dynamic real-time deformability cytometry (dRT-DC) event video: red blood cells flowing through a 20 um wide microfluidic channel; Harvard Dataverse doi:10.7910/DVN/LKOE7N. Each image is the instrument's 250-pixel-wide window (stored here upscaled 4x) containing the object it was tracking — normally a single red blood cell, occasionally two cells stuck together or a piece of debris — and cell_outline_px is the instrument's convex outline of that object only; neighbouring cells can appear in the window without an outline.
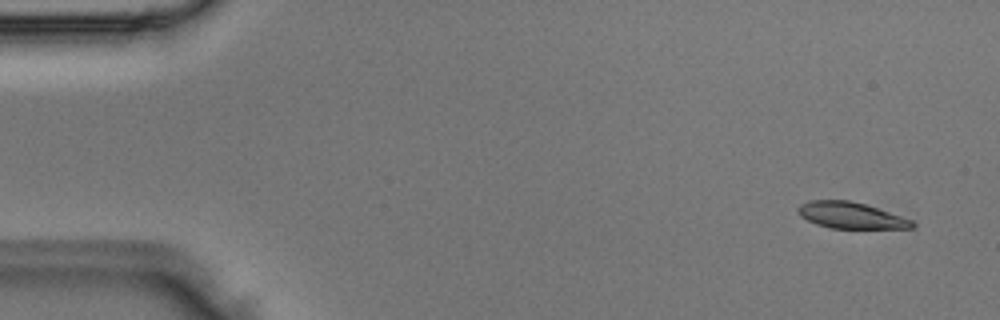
{"species": "Egyptian fruit bat (a non-hibernating species)", "species_latin": "Rousettus aegyptiacus", "temperature_condition": "room temperature", "stored_images_in_passage": 4, "segment_of_instrument_passage": [2, 2], "camera_frame_rate_fps": 3000, "um_per_image_px": 0.085, "animal": {"sex": "male"}, "frame": {"image": 1, "passage_image": 4, "time_ms": 1.0, "image_size_px": [1000, 320], "cell_outline_px": [[916, 224], [912, 228], [832, 228], [816, 224], [800, 216], [796, 208], [800, 204], [808, 200], [848, 200], [864, 204], [912, 220]], "centroid_in_image_um": [72.27, 18.3], "position_along_channel_um": 12.7, "area_um2": 17.28}}